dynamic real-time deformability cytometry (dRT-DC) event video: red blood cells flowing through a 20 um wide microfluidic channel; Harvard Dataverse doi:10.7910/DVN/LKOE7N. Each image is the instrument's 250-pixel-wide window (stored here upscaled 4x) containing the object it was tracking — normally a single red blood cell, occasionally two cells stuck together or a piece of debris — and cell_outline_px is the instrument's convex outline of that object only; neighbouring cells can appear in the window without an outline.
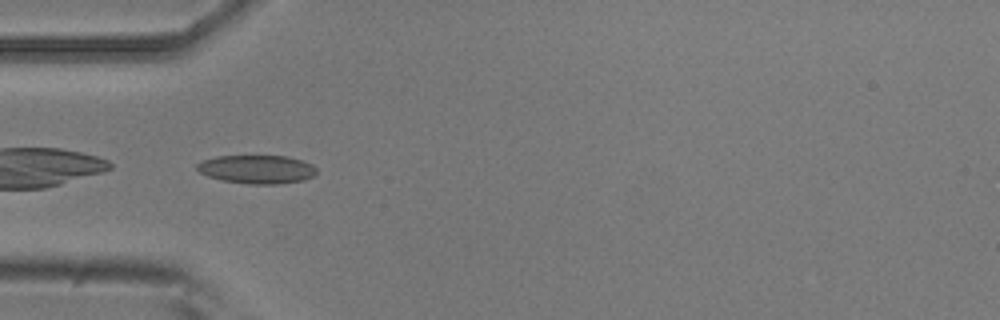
{"species": "common noctule bat (a hibernating species)", "species_latin": "Nyctalus noctula", "temperature_condition": "room temperature", "stored_images_in_passage": 7, "camera_frame_rate_fps": 3000, "um_per_image_px": 0.085, "animal": {"sex": "male", "body_mass_g": 20.5, "forearm_length_mm": 52.5}, "frame": {"image": 1, "passage_image": 4, "time_ms": 1.0, "image_size_px": [1000, 320], "cell_outline_px": [[316, 172], [312, 176], [304, 180], [276, 184], [248, 184], [220, 180], [208, 176], [200, 172], [196, 168], [196, 164], [204, 160], [216, 156], [288, 156], [304, 160], [312, 164], [316, 168]], "centroid_in_image_um": [21.84, 14.39], "position_along_channel_um": 63.2, "area_um2": 19.94}}
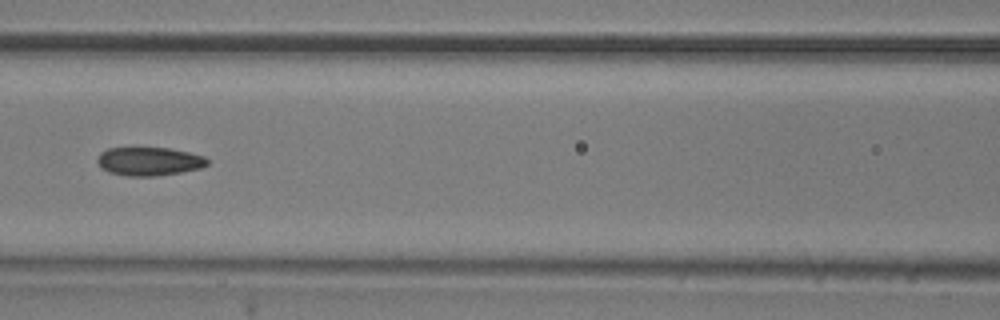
{"frame": {"image": 2, "passage_image": 6, "time_ms": 1.667, "image_size_px": [1000, 320], "cell_outline_px": [[208, 164], [200, 168], [180, 172], [156, 176], [128, 176], [108, 172], [100, 168], [96, 160], [100, 152], [108, 148], [168, 148], [188, 152], [204, 156], [208, 160]], "centroid_in_image_um": [12.63, 13.72], "position_along_channel_um": 154.0, "area_um2": 18.26}}
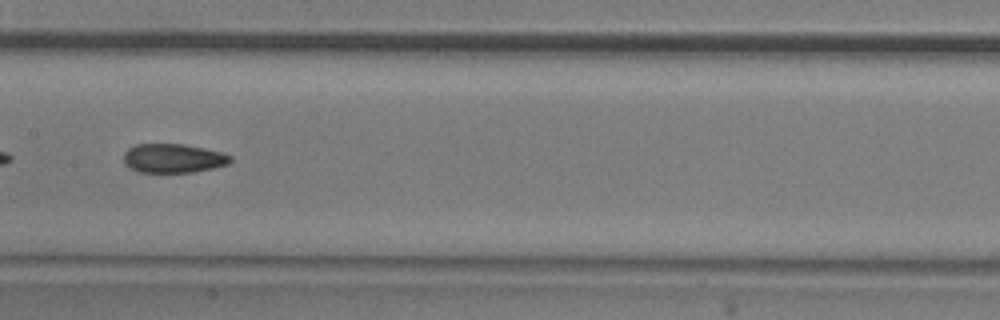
{"frame": {"image": 3, "passage_image": 7, "time_ms": 2.0, "image_size_px": [1000, 320], "cell_outline_px": [[232, 160], [228, 164], [212, 168], [192, 172], [136, 172], [128, 168], [124, 164], [124, 152], [128, 148], [136, 144], [184, 144], [204, 148], [220, 152], [232, 156]], "centroid_in_image_um": [14.68, 13.45], "position_along_channel_um": 192.7, "area_um2": 18.15}}